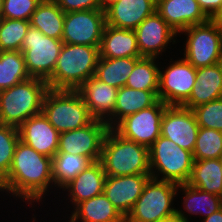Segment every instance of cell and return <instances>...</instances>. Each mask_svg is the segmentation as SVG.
Listing matches in <instances>:
<instances>
[{"mask_svg": "<svg viewBox=\"0 0 222 222\" xmlns=\"http://www.w3.org/2000/svg\"><path fill=\"white\" fill-rule=\"evenodd\" d=\"M1 183L3 193H9L10 198H19L34 208L35 203L39 205L44 202L43 199L48 193L51 194L49 190L56 189L53 181L52 158L38 153L19 140L11 168Z\"/></svg>", "mask_w": 222, "mask_h": 222, "instance_id": "cell-1", "label": "cell"}, {"mask_svg": "<svg viewBox=\"0 0 222 222\" xmlns=\"http://www.w3.org/2000/svg\"><path fill=\"white\" fill-rule=\"evenodd\" d=\"M99 58V47L63 43L54 72L46 81L48 87L57 90H77L94 76Z\"/></svg>", "mask_w": 222, "mask_h": 222, "instance_id": "cell-2", "label": "cell"}, {"mask_svg": "<svg viewBox=\"0 0 222 222\" xmlns=\"http://www.w3.org/2000/svg\"><path fill=\"white\" fill-rule=\"evenodd\" d=\"M100 162L107 176L150 174L149 148L120 136L113 128L105 135Z\"/></svg>", "mask_w": 222, "mask_h": 222, "instance_id": "cell-3", "label": "cell"}, {"mask_svg": "<svg viewBox=\"0 0 222 222\" xmlns=\"http://www.w3.org/2000/svg\"><path fill=\"white\" fill-rule=\"evenodd\" d=\"M49 87L45 80L30 78L0 91V123L18 128L24 121L42 112Z\"/></svg>", "mask_w": 222, "mask_h": 222, "instance_id": "cell-4", "label": "cell"}, {"mask_svg": "<svg viewBox=\"0 0 222 222\" xmlns=\"http://www.w3.org/2000/svg\"><path fill=\"white\" fill-rule=\"evenodd\" d=\"M42 113L59 133L84 127L94 119L77 90L49 88Z\"/></svg>", "mask_w": 222, "mask_h": 222, "instance_id": "cell-5", "label": "cell"}, {"mask_svg": "<svg viewBox=\"0 0 222 222\" xmlns=\"http://www.w3.org/2000/svg\"><path fill=\"white\" fill-rule=\"evenodd\" d=\"M193 162L192 152L161 135L149 147L150 175L153 179L185 184L191 175Z\"/></svg>", "mask_w": 222, "mask_h": 222, "instance_id": "cell-6", "label": "cell"}, {"mask_svg": "<svg viewBox=\"0 0 222 222\" xmlns=\"http://www.w3.org/2000/svg\"><path fill=\"white\" fill-rule=\"evenodd\" d=\"M178 184L150 178L141 196L125 217V222H160L176 214L174 204Z\"/></svg>", "mask_w": 222, "mask_h": 222, "instance_id": "cell-7", "label": "cell"}, {"mask_svg": "<svg viewBox=\"0 0 222 222\" xmlns=\"http://www.w3.org/2000/svg\"><path fill=\"white\" fill-rule=\"evenodd\" d=\"M186 36L183 57L196 69L222 62V27L213 19L192 25L180 35Z\"/></svg>", "mask_w": 222, "mask_h": 222, "instance_id": "cell-8", "label": "cell"}, {"mask_svg": "<svg viewBox=\"0 0 222 222\" xmlns=\"http://www.w3.org/2000/svg\"><path fill=\"white\" fill-rule=\"evenodd\" d=\"M62 47L61 39L48 37L30 26L21 47L30 77L47 81L54 72Z\"/></svg>", "mask_w": 222, "mask_h": 222, "instance_id": "cell-9", "label": "cell"}, {"mask_svg": "<svg viewBox=\"0 0 222 222\" xmlns=\"http://www.w3.org/2000/svg\"><path fill=\"white\" fill-rule=\"evenodd\" d=\"M178 58L170 57L165 67L160 63L158 99L166 105H182L196 85V68L183 56Z\"/></svg>", "mask_w": 222, "mask_h": 222, "instance_id": "cell-10", "label": "cell"}, {"mask_svg": "<svg viewBox=\"0 0 222 222\" xmlns=\"http://www.w3.org/2000/svg\"><path fill=\"white\" fill-rule=\"evenodd\" d=\"M167 106L158 100L154 105L124 117L113 129L120 136L149 148L160 136L161 120Z\"/></svg>", "mask_w": 222, "mask_h": 222, "instance_id": "cell-11", "label": "cell"}, {"mask_svg": "<svg viewBox=\"0 0 222 222\" xmlns=\"http://www.w3.org/2000/svg\"><path fill=\"white\" fill-rule=\"evenodd\" d=\"M110 128L99 119H93L88 125L76 130L60 133L57 153H70L100 161L102 144Z\"/></svg>", "mask_w": 222, "mask_h": 222, "instance_id": "cell-12", "label": "cell"}, {"mask_svg": "<svg viewBox=\"0 0 222 222\" xmlns=\"http://www.w3.org/2000/svg\"><path fill=\"white\" fill-rule=\"evenodd\" d=\"M105 25V11L103 10H84L65 13L61 40L65 44L100 47Z\"/></svg>", "mask_w": 222, "mask_h": 222, "instance_id": "cell-13", "label": "cell"}, {"mask_svg": "<svg viewBox=\"0 0 222 222\" xmlns=\"http://www.w3.org/2000/svg\"><path fill=\"white\" fill-rule=\"evenodd\" d=\"M137 47L142 57L161 58L172 44L180 42L178 34L155 11L148 16L135 30ZM177 41V42H176ZM172 42V44H170ZM169 45V47H168ZM160 55V56H159Z\"/></svg>", "mask_w": 222, "mask_h": 222, "instance_id": "cell-14", "label": "cell"}, {"mask_svg": "<svg viewBox=\"0 0 222 222\" xmlns=\"http://www.w3.org/2000/svg\"><path fill=\"white\" fill-rule=\"evenodd\" d=\"M199 128L192 109L168 105L162 116L160 135L193 152Z\"/></svg>", "mask_w": 222, "mask_h": 222, "instance_id": "cell-15", "label": "cell"}, {"mask_svg": "<svg viewBox=\"0 0 222 222\" xmlns=\"http://www.w3.org/2000/svg\"><path fill=\"white\" fill-rule=\"evenodd\" d=\"M150 178V174L106 176L103 193L113 206L126 217L141 196L143 188Z\"/></svg>", "mask_w": 222, "mask_h": 222, "instance_id": "cell-16", "label": "cell"}, {"mask_svg": "<svg viewBox=\"0 0 222 222\" xmlns=\"http://www.w3.org/2000/svg\"><path fill=\"white\" fill-rule=\"evenodd\" d=\"M77 91L87 105L91 116L105 121L109 128H113V110L118 89L93 76L86 80Z\"/></svg>", "mask_w": 222, "mask_h": 222, "instance_id": "cell-17", "label": "cell"}, {"mask_svg": "<svg viewBox=\"0 0 222 222\" xmlns=\"http://www.w3.org/2000/svg\"><path fill=\"white\" fill-rule=\"evenodd\" d=\"M18 131L20 140L38 153L50 158L57 153L60 133L42 112L24 121Z\"/></svg>", "mask_w": 222, "mask_h": 222, "instance_id": "cell-18", "label": "cell"}, {"mask_svg": "<svg viewBox=\"0 0 222 222\" xmlns=\"http://www.w3.org/2000/svg\"><path fill=\"white\" fill-rule=\"evenodd\" d=\"M156 12L177 34L209 20L197 0H156Z\"/></svg>", "mask_w": 222, "mask_h": 222, "instance_id": "cell-19", "label": "cell"}, {"mask_svg": "<svg viewBox=\"0 0 222 222\" xmlns=\"http://www.w3.org/2000/svg\"><path fill=\"white\" fill-rule=\"evenodd\" d=\"M156 11V0H118L105 10L106 24L135 30Z\"/></svg>", "mask_w": 222, "mask_h": 222, "instance_id": "cell-20", "label": "cell"}, {"mask_svg": "<svg viewBox=\"0 0 222 222\" xmlns=\"http://www.w3.org/2000/svg\"><path fill=\"white\" fill-rule=\"evenodd\" d=\"M106 176L100 161L91 163L61 189L68 192H65L68 198L62 200H70L68 203L71 202L74 209L80 202L102 194Z\"/></svg>", "mask_w": 222, "mask_h": 222, "instance_id": "cell-21", "label": "cell"}, {"mask_svg": "<svg viewBox=\"0 0 222 222\" xmlns=\"http://www.w3.org/2000/svg\"><path fill=\"white\" fill-rule=\"evenodd\" d=\"M220 98H222V62L196 69V85L181 106L193 109Z\"/></svg>", "mask_w": 222, "mask_h": 222, "instance_id": "cell-22", "label": "cell"}, {"mask_svg": "<svg viewBox=\"0 0 222 222\" xmlns=\"http://www.w3.org/2000/svg\"><path fill=\"white\" fill-rule=\"evenodd\" d=\"M181 191L183 192L181 195H184L181 196L183 201L181 207L185 212L182 208H176V214L185 222H190L189 219L191 220L193 215L204 219L222 208V197L218 195L189 186L187 183L178 184L177 194ZM188 216H190L189 219Z\"/></svg>", "mask_w": 222, "mask_h": 222, "instance_id": "cell-23", "label": "cell"}, {"mask_svg": "<svg viewBox=\"0 0 222 222\" xmlns=\"http://www.w3.org/2000/svg\"><path fill=\"white\" fill-rule=\"evenodd\" d=\"M102 58L142 57L134 30L105 25L99 47Z\"/></svg>", "mask_w": 222, "mask_h": 222, "instance_id": "cell-24", "label": "cell"}, {"mask_svg": "<svg viewBox=\"0 0 222 222\" xmlns=\"http://www.w3.org/2000/svg\"><path fill=\"white\" fill-rule=\"evenodd\" d=\"M69 215L67 222H125V217L104 193L80 202Z\"/></svg>", "mask_w": 222, "mask_h": 222, "instance_id": "cell-25", "label": "cell"}, {"mask_svg": "<svg viewBox=\"0 0 222 222\" xmlns=\"http://www.w3.org/2000/svg\"><path fill=\"white\" fill-rule=\"evenodd\" d=\"M187 184L222 197V158L194 160Z\"/></svg>", "mask_w": 222, "mask_h": 222, "instance_id": "cell-26", "label": "cell"}, {"mask_svg": "<svg viewBox=\"0 0 222 222\" xmlns=\"http://www.w3.org/2000/svg\"><path fill=\"white\" fill-rule=\"evenodd\" d=\"M158 100V91L131 89L126 86L119 88L113 110V127L124 117L148 108Z\"/></svg>", "mask_w": 222, "mask_h": 222, "instance_id": "cell-27", "label": "cell"}, {"mask_svg": "<svg viewBox=\"0 0 222 222\" xmlns=\"http://www.w3.org/2000/svg\"><path fill=\"white\" fill-rule=\"evenodd\" d=\"M65 12L53 1L42 0L30 18V26L44 35L62 39Z\"/></svg>", "mask_w": 222, "mask_h": 222, "instance_id": "cell-28", "label": "cell"}, {"mask_svg": "<svg viewBox=\"0 0 222 222\" xmlns=\"http://www.w3.org/2000/svg\"><path fill=\"white\" fill-rule=\"evenodd\" d=\"M142 57L99 58L94 76L117 89L125 86L135 63Z\"/></svg>", "mask_w": 222, "mask_h": 222, "instance_id": "cell-29", "label": "cell"}, {"mask_svg": "<svg viewBox=\"0 0 222 222\" xmlns=\"http://www.w3.org/2000/svg\"><path fill=\"white\" fill-rule=\"evenodd\" d=\"M93 163L89 158L70 153H56L52 158L54 187L59 191Z\"/></svg>", "mask_w": 222, "mask_h": 222, "instance_id": "cell-30", "label": "cell"}, {"mask_svg": "<svg viewBox=\"0 0 222 222\" xmlns=\"http://www.w3.org/2000/svg\"><path fill=\"white\" fill-rule=\"evenodd\" d=\"M161 59L156 57H142L127 78L125 86L144 91H159V67Z\"/></svg>", "mask_w": 222, "mask_h": 222, "instance_id": "cell-31", "label": "cell"}, {"mask_svg": "<svg viewBox=\"0 0 222 222\" xmlns=\"http://www.w3.org/2000/svg\"><path fill=\"white\" fill-rule=\"evenodd\" d=\"M30 78L21 51H0V91Z\"/></svg>", "mask_w": 222, "mask_h": 222, "instance_id": "cell-32", "label": "cell"}, {"mask_svg": "<svg viewBox=\"0 0 222 222\" xmlns=\"http://www.w3.org/2000/svg\"><path fill=\"white\" fill-rule=\"evenodd\" d=\"M192 155L194 160L222 158V132L200 127Z\"/></svg>", "mask_w": 222, "mask_h": 222, "instance_id": "cell-33", "label": "cell"}, {"mask_svg": "<svg viewBox=\"0 0 222 222\" xmlns=\"http://www.w3.org/2000/svg\"><path fill=\"white\" fill-rule=\"evenodd\" d=\"M30 21L2 18L0 25V51H21Z\"/></svg>", "mask_w": 222, "mask_h": 222, "instance_id": "cell-34", "label": "cell"}, {"mask_svg": "<svg viewBox=\"0 0 222 222\" xmlns=\"http://www.w3.org/2000/svg\"><path fill=\"white\" fill-rule=\"evenodd\" d=\"M18 128L0 123V180L8 174L15 148L19 142Z\"/></svg>", "mask_w": 222, "mask_h": 222, "instance_id": "cell-35", "label": "cell"}, {"mask_svg": "<svg viewBox=\"0 0 222 222\" xmlns=\"http://www.w3.org/2000/svg\"><path fill=\"white\" fill-rule=\"evenodd\" d=\"M192 110L199 127L222 132V98L201 104Z\"/></svg>", "mask_w": 222, "mask_h": 222, "instance_id": "cell-36", "label": "cell"}, {"mask_svg": "<svg viewBox=\"0 0 222 222\" xmlns=\"http://www.w3.org/2000/svg\"><path fill=\"white\" fill-rule=\"evenodd\" d=\"M41 1L42 0H0V15L6 19L29 21Z\"/></svg>", "mask_w": 222, "mask_h": 222, "instance_id": "cell-37", "label": "cell"}, {"mask_svg": "<svg viewBox=\"0 0 222 222\" xmlns=\"http://www.w3.org/2000/svg\"><path fill=\"white\" fill-rule=\"evenodd\" d=\"M65 13L101 10L99 0H53Z\"/></svg>", "mask_w": 222, "mask_h": 222, "instance_id": "cell-38", "label": "cell"}, {"mask_svg": "<svg viewBox=\"0 0 222 222\" xmlns=\"http://www.w3.org/2000/svg\"><path fill=\"white\" fill-rule=\"evenodd\" d=\"M204 14L213 19L222 8V0H197Z\"/></svg>", "mask_w": 222, "mask_h": 222, "instance_id": "cell-39", "label": "cell"}, {"mask_svg": "<svg viewBox=\"0 0 222 222\" xmlns=\"http://www.w3.org/2000/svg\"><path fill=\"white\" fill-rule=\"evenodd\" d=\"M202 220L201 222H222V208Z\"/></svg>", "mask_w": 222, "mask_h": 222, "instance_id": "cell-40", "label": "cell"}, {"mask_svg": "<svg viewBox=\"0 0 222 222\" xmlns=\"http://www.w3.org/2000/svg\"><path fill=\"white\" fill-rule=\"evenodd\" d=\"M118 0H99L101 10L105 11L109 6L116 3Z\"/></svg>", "mask_w": 222, "mask_h": 222, "instance_id": "cell-41", "label": "cell"}, {"mask_svg": "<svg viewBox=\"0 0 222 222\" xmlns=\"http://www.w3.org/2000/svg\"><path fill=\"white\" fill-rule=\"evenodd\" d=\"M160 222H185V221L177 214H174L173 216L165 218L161 220Z\"/></svg>", "mask_w": 222, "mask_h": 222, "instance_id": "cell-42", "label": "cell"}, {"mask_svg": "<svg viewBox=\"0 0 222 222\" xmlns=\"http://www.w3.org/2000/svg\"><path fill=\"white\" fill-rule=\"evenodd\" d=\"M215 22H217L222 27V8L218 12V14L213 18Z\"/></svg>", "mask_w": 222, "mask_h": 222, "instance_id": "cell-43", "label": "cell"}, {"mask_svg": "<svg viewBox=\"0 0 222 222\" xmlns=\"http://www.w3.org/2000/svg\"><path fill=\"white\" fill-rule=\"evenodd\" d=\"M34 217H32L31 219H32V221L31 222H36V216L35 215H33Z\"/></svg>", "mask_w": 222, "mask_h": 222, "instance_id": "cell-44", "label": "cell"}, {"mask_svg": "<svg viewBox=\"0 0 222 222\" xmlns=\"http://www.w3.org/2000/svg\"><path fill=\"white\" fill-rule=\"evenodd\" d=\"M3 191V188H2V183H1V180H0V192Z\"/></svg>", "mask_w": 222, "mask_h": 222, "instance_id": "cell-45", "label": "cell"}, {"mask_svg": "<svg viewBox=\"0 0 222 222\" xmlns=\"http://www.w3.org/2000/svg\"><path fill=\"white\" fill-rule=\"evenodd\" d=\"M1 22H2V16L0 15V25H1Z\"/></svg>", "mask_w": 222, "mask_h": 222, "instance_id": "cell-46", "label": "cell"}]
</instances>
